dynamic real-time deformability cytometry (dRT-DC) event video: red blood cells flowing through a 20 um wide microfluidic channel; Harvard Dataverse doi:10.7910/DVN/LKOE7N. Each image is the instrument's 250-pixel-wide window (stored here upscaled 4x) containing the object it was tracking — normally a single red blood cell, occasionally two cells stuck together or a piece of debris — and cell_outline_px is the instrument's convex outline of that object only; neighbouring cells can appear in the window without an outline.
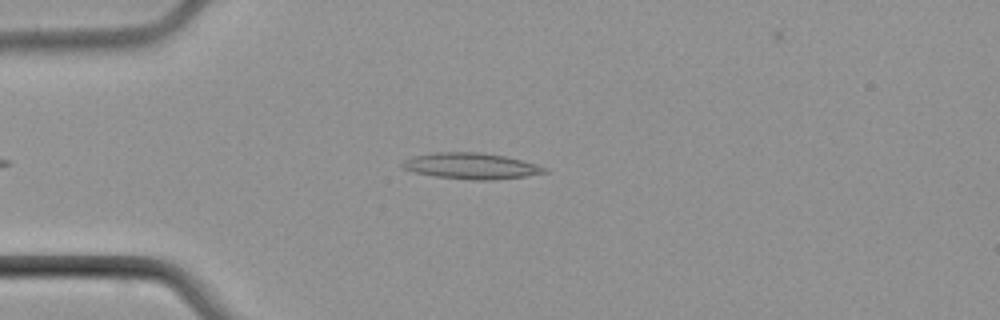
{"species": "common noctule bat (a hibernating species)", "species_latin": "Nyctalus noctula", "temperature_condition": "cold", "stored_images_in_passage": 6, "camera_frame_rate_fps": 3000, "um_per_image_px": 0.085, "animal": {"sex": "male", "body_mass_g": 21.5, "forearm_length_mm": 52.0}, "frame": {"image": 1, "passage_image": 4, "time_ms": 4.0, "image_size_px": [1000, 320], "cell_outline_px": [[548, 172], [524, 176], [492, 180], [472, 180], [436, 176], [416, 172], [404, 168], [400, 164], [404, 160], [416, 156], [436, 152], [480, 152], [504, 156], [536, 164], [548, 168]], "centroid_in_image_um": [40.07, 14.11], "position_along_channel_um": 44.9, "area_um2": 21.27}}
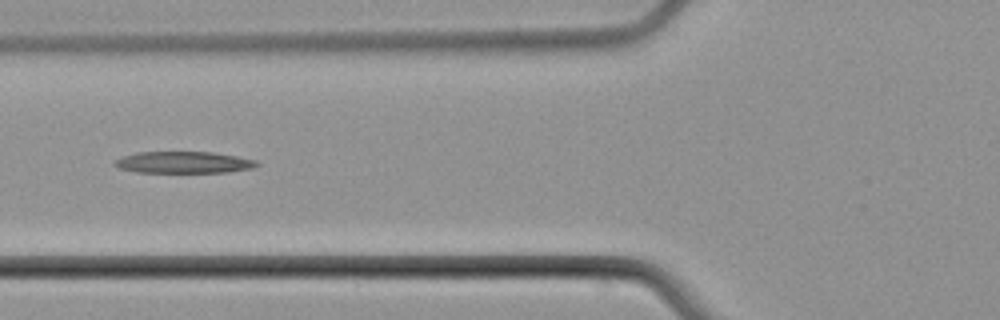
{"frame": {"image": 2, "passage_image": 6, "time_ms": 6.333, "image_size_px": [1000, 320], "cell_outline_px": [[260, 164], [252, 168], [228, 172], [136, 172], [120, 168], [112, 164], [116, 160], [124, 156], [136, 152], [212, 152], [236, 156], [256, 160]], "centroid_in_image_um": [15.62, 13.8], "position_along_channel_um": 110.2, "area_um2": 17.8}}